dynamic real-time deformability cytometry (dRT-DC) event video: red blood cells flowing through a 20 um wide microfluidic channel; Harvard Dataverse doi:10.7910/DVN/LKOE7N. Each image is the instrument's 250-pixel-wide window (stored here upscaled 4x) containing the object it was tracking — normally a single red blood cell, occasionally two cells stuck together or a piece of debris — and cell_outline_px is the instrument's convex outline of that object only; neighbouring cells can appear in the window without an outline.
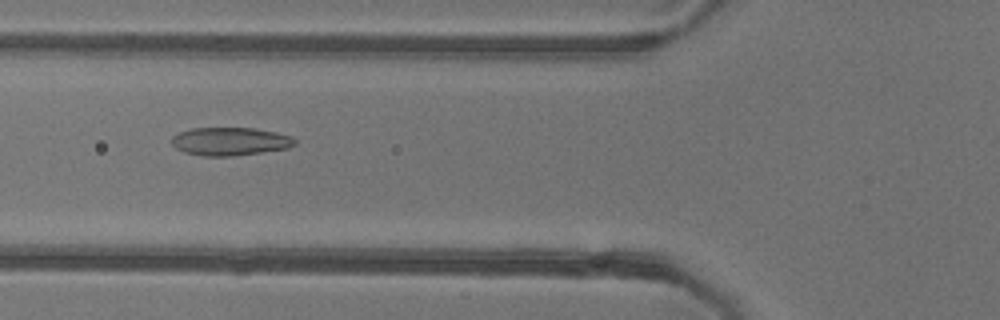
{"species": "common noctule bat (a hibernating species)", "species_latin": "Nyctalus noctula", "temperature_condition": "warm", "stored_images_in_passage": 51, "camera_frame_rate_fps": 3000, "um_per_image_px": 0.085, "animal": {"sex": "female"}, "frame": {"image": 1, "passage_image": 20, "time_ms": 6.333, "image_size_px": [1000, 320], "cell_outline_px": [[296, 144], [288, 148], [232, 156], [204, 156], [184, 152], [176, 148], [172, 144], [172, 136], [180, 132], [192, 128], [256, 128], [276, 132], [292, 136], [296, 140]], "centroid_in_image_um": [19.57, 12.01], "position_along_channel_um": 106.2, "area_um2": 20.17}}
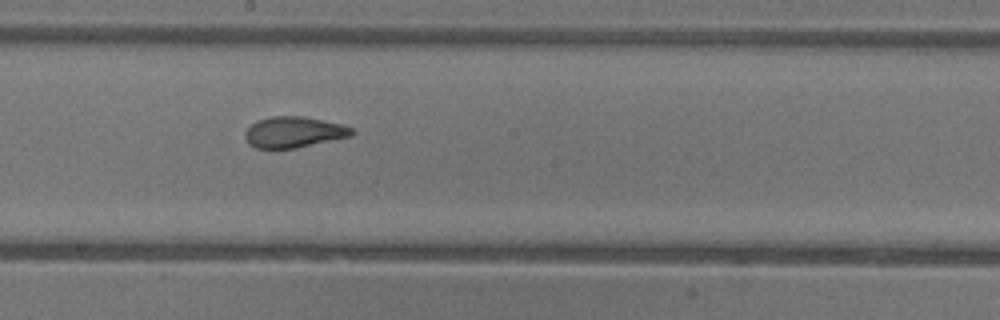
{"frame": {"image": 2, "passage_image": 29, "time_ms": 9.333, "image_size_px": [1000, 320], "cell_outline_px": [[356, 132], [352, 136], [296, 148], [256, 148], [248, 144], [244, 136], [244, 132], [256, 120], [272, 116], [304, 116], [344, 124], [352, 128]], "centroid_in_image_um": [24.99, 11.22], "position_along_channel_um": 223.2, "area_um2": 19.48}}
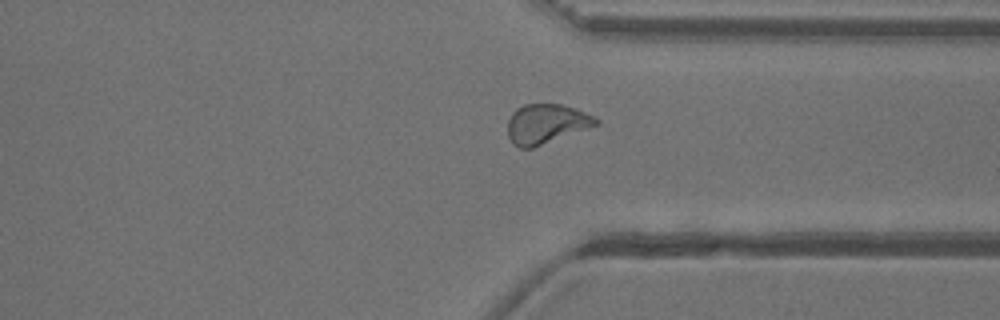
{"frame": {"image": 3, "passage_image": 40, "time_ms": 13.0, "image_size_px": [1000, 320], "cell_outline_px": [[600, 124], [532, 148], [520, 148], [512, 144], [508, 136], [508, 120], [512, 112], [516, 108], [524, 104], [560, 104], [584, 112], [600, 120]], "centroid_in_image_um": [46.4, 10.53], "position_along_channel_um": 365.0, "area_um2": 20.29}, "authors_computed_cell_mechanics": {"area_um2": 20.6924, "velocity_mm_per_s": 3.8845, "shape_relaxation_time_tau1_ms": 7.5174, "shape_relaxation_time_tau2_ms": 1.1506, "deformation_change_tau1": 0.1944, "deformation_change_tau2": 0.0704}}